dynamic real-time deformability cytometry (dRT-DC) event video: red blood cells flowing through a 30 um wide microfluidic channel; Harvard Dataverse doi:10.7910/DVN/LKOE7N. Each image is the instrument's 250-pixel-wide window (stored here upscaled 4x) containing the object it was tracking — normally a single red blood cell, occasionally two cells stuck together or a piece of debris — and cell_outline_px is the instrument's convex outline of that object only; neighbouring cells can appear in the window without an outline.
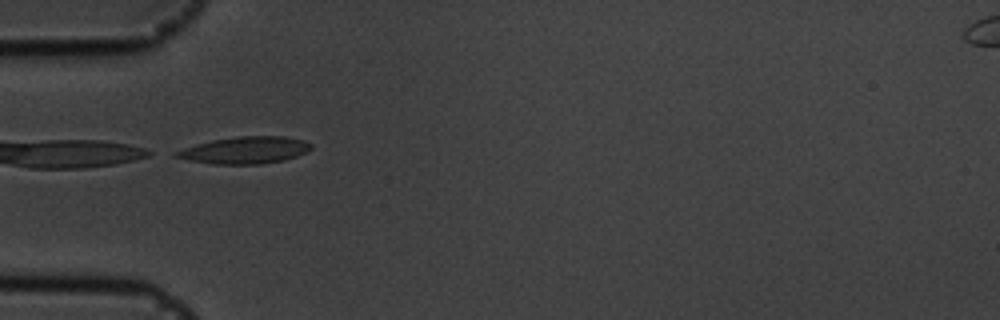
{"species": "common noctule bat (a hibernating species)", "species_latin": "Nyctalus noctula", "temperature_condition": "cold", "stored_images_in_passage": 31, "camera_frame_rate_fps": 3000, "um_per_image_px": 0.085, "animal": {"sex": "male", "body_mass_g": 19.5, "forearm_length_mm": 54.6}, "frame": {"image": 1, "passage_image": 1, "time_ms": 0.0, "image_size_px": [1000, 320], "cell_outline_px": [[312, 148], [296, 156], [284, 160], [260, 164], [212, 164], [172, 156], [172, 152], [196, 144], [212, 140], [240, 136], [284, 136], [304, 140], [312, 144]], "centroid_in_image_um": [20.82, 12.76], "position_along_channel_um": 64.2, "area_um2": 21.1}}
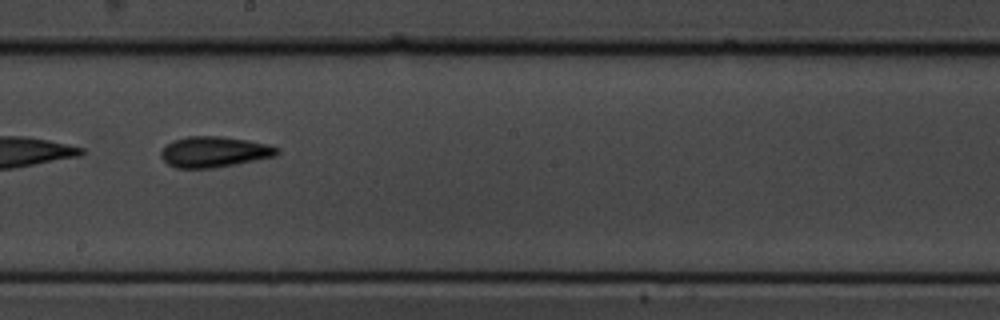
{"frame": {"image": 2, "passage_image": 15, "time_ms": 4.667, "image_size_px": [1000, 320], "cell_outline_px": [[280, 152], [276, 156], [212, 168], [176, 168], [168, 164], [160, 156], [160, 152], [172, 140], [188, 136], [220, 136], [248, 140], [268, 144], [280, 148]], "centroid_in_image_um": [18.21, 12.9], "position_along_channel_um": 230.0, "area_um2": 20.75}}
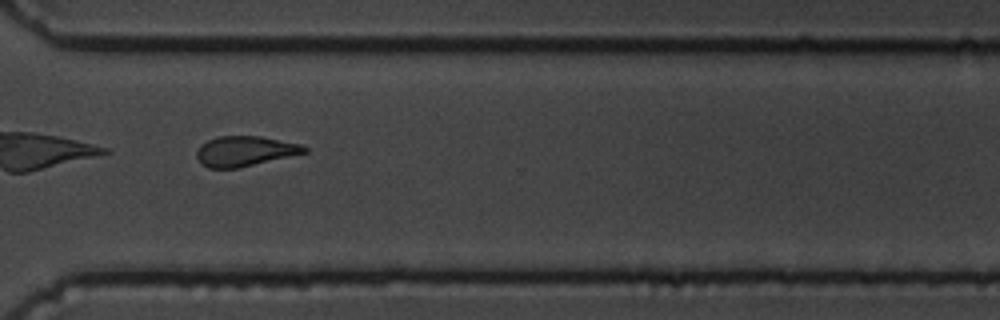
{"frame": {"image": 3, "passage_image": 25, "time_ms": 8.0, "image_size_px": [1000, 320], "cell_outline_px": [[308, 152], [236, 168], [208, 168], [200, 164], [196, 156], [196, 152], [208, 140], [216, 136], [260, 136], [300, 144], [308, 148]], "centroid_in_image_um": [20.8, 12.85], "position_along_channel_um": 349.8, "area_um2": 18.67}, "authors_computed_cell_mechanics": {"area_um2": 19.941, "velocity_mm_per_s": 3.5899, "shape_relaxation_time_tau1_ms": 7.2162, "shape_relaxation_time_tau2_ms": 5.3942, "deformation_change_tau1": 0.132, "deformation_change_tau2": 0.1638}}